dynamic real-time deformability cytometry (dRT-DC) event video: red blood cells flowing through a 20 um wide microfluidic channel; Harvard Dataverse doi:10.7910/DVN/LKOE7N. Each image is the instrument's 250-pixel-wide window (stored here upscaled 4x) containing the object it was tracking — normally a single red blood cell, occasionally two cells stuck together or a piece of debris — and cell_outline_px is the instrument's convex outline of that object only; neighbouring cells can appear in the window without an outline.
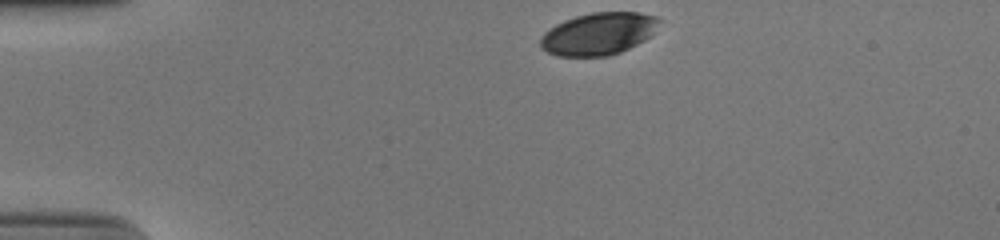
{"species": "human", "species_latin": "Homo sapiens", "temperature_condition": "cold", "stored_images_in_passage": 34, "camera_frame_rate_fps": 3000, "um_per_image_px": 0.085, "donor": {"sex": "male"}, "frame": {"image": 1, "passage_image": 1, "time_ms": 0.0, "image_size_px": [1000, 240], "cell_outline_px": [[660, 20], [648, 36], [644, 40], [620, 52], [608, 56], [556, 56], [540, 48], [540, 36], [544, 32], [556, 24], [564, 20], [576, 16], [592, 12], [640, 12], [652, 16]], "centroid_in_image_um": [50.79, 2.87], "position_along_channel_um": 34.2, "area_um2": 28.96}}
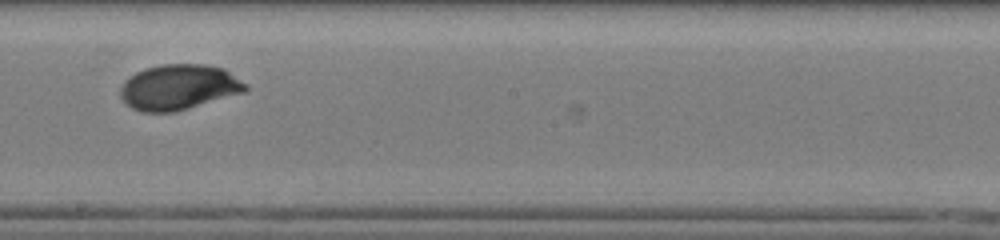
{"frame": {"image": 2, "passage_image": 21, "time_ms": 6.667, "image_size_px": [1000, 240], "cell_outline_px": [[248, 88], [244, 92], [176, 112], [140, 112], [132, 108], [120, 96], [120, 88], [124, 80], [136, 72], [144, 68], [160, 64], [204, 64], [224, 68], [248, 84]], "centroid_in_image_um": [15.2, 7.4], "position_along_channel_um": 233.0, "area_um2": 33.29}}
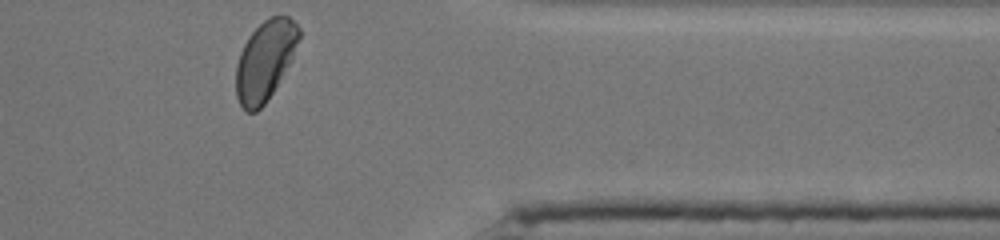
{"frame": {"image": 3, "passage_image": 34, "time_ms": 11.0, "image_size_px": [1000, 240], "cell_outline_px": [[300, 36], [292, 56], [288, 64], [272, 92], [264, 104], [256, 112], [244, 112], [236, 96], [236, 64], [240, 52], [248, 36], [268, 16], [288, 16], [300, 28]], "centroid_in_image_um": [22.49, 5.14], "position_along_channel_um": 388.9, "area_um2": 28.84}, "authors_computed_cell_mechanics": {"area_um2": 31.9056, "velocity_mm_per_s": 3.8805, "shape_relaxation_time_tau1_ms": 2.4168, "shape_relaxation_time_tau2_ms": null, "deformation_change_tau1": 0.1289, "deformation_change_tau2": null}}